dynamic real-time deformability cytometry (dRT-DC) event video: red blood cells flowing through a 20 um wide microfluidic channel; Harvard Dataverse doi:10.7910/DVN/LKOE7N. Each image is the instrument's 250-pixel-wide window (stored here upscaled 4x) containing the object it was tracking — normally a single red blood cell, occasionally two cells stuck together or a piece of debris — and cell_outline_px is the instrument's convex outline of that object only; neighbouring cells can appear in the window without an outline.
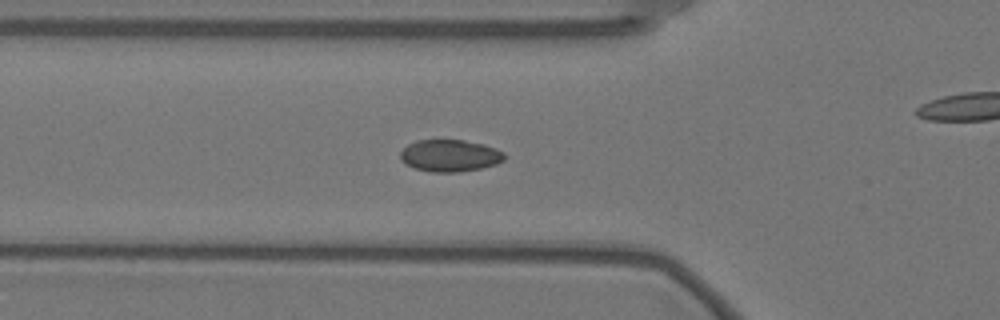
{"species": "Egyptian fruit bat (a non-hibernating species)", "species_latin": "Rousettus aegyptiacus", "temperature_condition": "warm", "stored_images_in_passage": 41, "camera_frame_rate_fps": 3000, "um_per_image_px": 0.085, "animal": {"sex": "female"}, "frame": {"image": 1, "passage_image": 2, "time_ms": 0.333, "image_size_px": [1000, 320], "cell_outline_px": [[504, 160], [496, 164], [480, 168], [460, 172], [428, 172], [404, 164], [400, 160], [400, 152], [408, 144], [416, 140], [464, 140], [484, 144], [496, 148], [504, 152]], "centroid_in_image_um": [38.22, 13.23], "position_along_channel_um": 87.6, "area_um2": 19.54}}
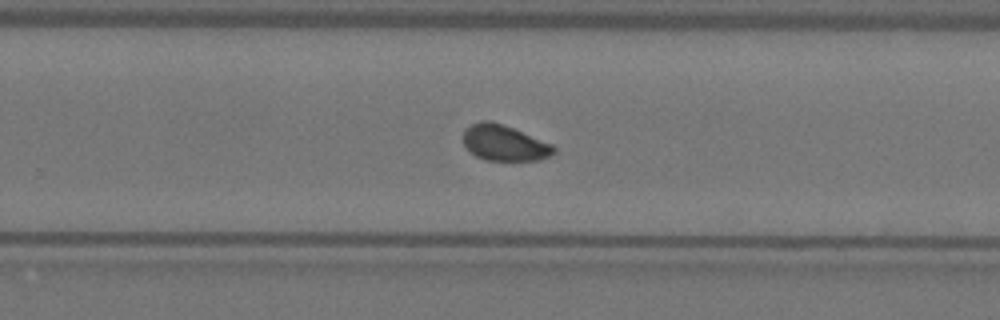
{"frame": {"image": 2, "passage_image": 19, "time_ms": 6.0, "image_size_px": [1000, 320], "cell_outline_px": [[556, 152], [540, 160], [484, 160], [476, 156], [464, 144], [464, 128], [480, 120], [492, 120], [552, 144], [556, 148]], "centroid_in_image_um": [42.86, 12.14], "position_along_channel_um": 286.9, "area_um2": 18.73}}
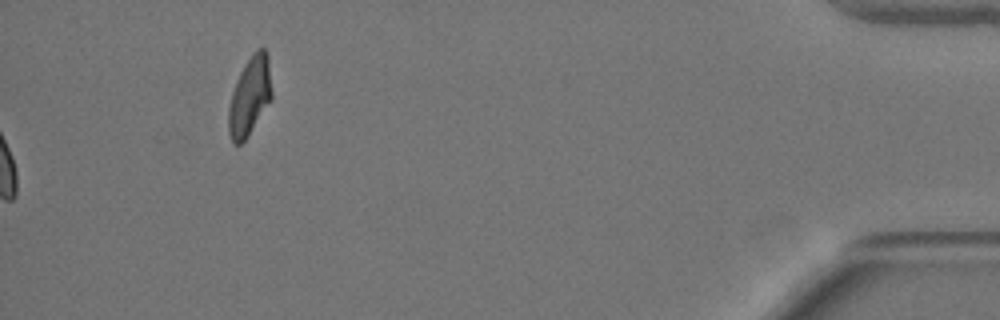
{"frame": {"image": 3, "passage_image": 41, "time_ms": 13.333, "image_size_px": [1000, 320], "cell_outline_px": [[272, 100], [248, 136], [240, 144], [232, 144], [228, 132], [228, 108], [232, 92], [240, 72], [256, 48], [264, 48], [268, 56], [272, 92]], "centroid_in_image_um": [21.23, 8.21], "position_along_channel_um": 414.0, "area_um2": 19.88}}